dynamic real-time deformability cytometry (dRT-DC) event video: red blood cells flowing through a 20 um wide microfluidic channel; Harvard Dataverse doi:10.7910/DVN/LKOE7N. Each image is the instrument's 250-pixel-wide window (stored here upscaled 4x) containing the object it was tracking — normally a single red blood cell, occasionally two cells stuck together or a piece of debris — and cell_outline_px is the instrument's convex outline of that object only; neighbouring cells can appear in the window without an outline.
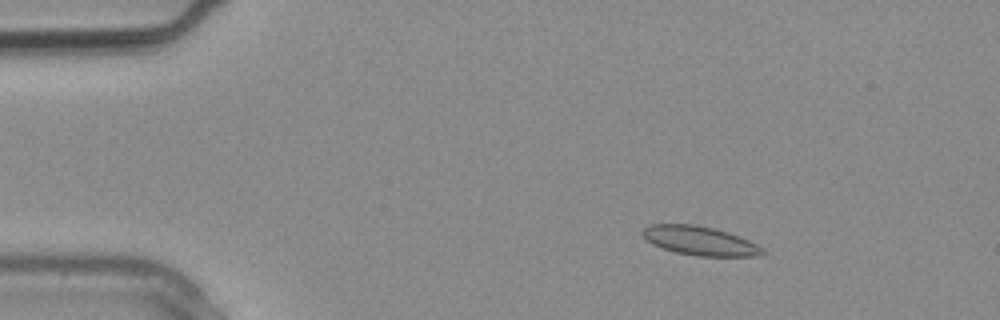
{"species": "common noctule bat (a hibernating species)", "species_latin": "Nyctalus noctula", "temperature_condition": "warm", "stored_images_in_passage": 11, "camera_frame_rate_fps": 3000, "um_per_image_px": 0.085, "animal": {"sex": "male", "body_mass_g": 20.4}, "frame": {"image": 1, "passage_image": 5, "time_ms": 1.333, "image_size_px": [1000, 320], "cell_outline_px": [[768, 252], [760, 256], [696, 256], [676, 252], [652, 244], [640, 232], [648, 224], [696, 224], [728, 232], [748, 240], [764, 248]], "centroid_in_image_um": [59.51, 20.47], "position_along_channel_um": 25.5, "area_um2": 20.29}}
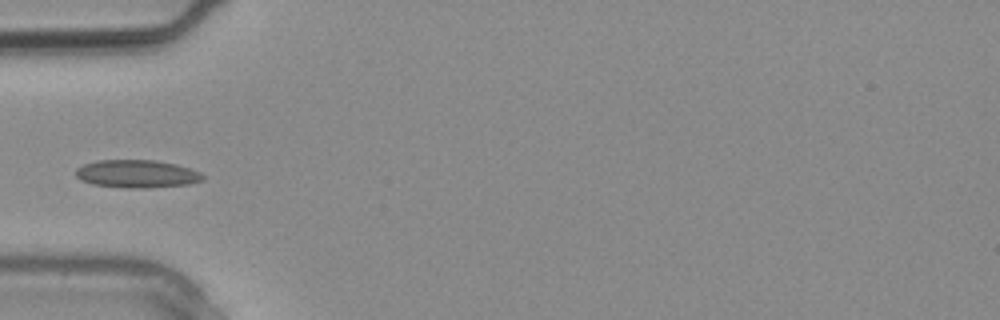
{"frame": {"image": 2, "passage_image": 10, "time_ms": 3.0, "image_size_px": [1000, 320], "cell_outline_px": [[204, 180], [188, 184], [148, 188], [128, 188], [92, 184], [80, 180], [76, 176], [76, 168], [84, 164], [96, 160], [156, 160], [176, 164], [200, 172], [204, 176]], "centroid_in_image_um": [11.62, 14.77], "position_along_channel_um": 73.4, "area_um2": 20.69}}